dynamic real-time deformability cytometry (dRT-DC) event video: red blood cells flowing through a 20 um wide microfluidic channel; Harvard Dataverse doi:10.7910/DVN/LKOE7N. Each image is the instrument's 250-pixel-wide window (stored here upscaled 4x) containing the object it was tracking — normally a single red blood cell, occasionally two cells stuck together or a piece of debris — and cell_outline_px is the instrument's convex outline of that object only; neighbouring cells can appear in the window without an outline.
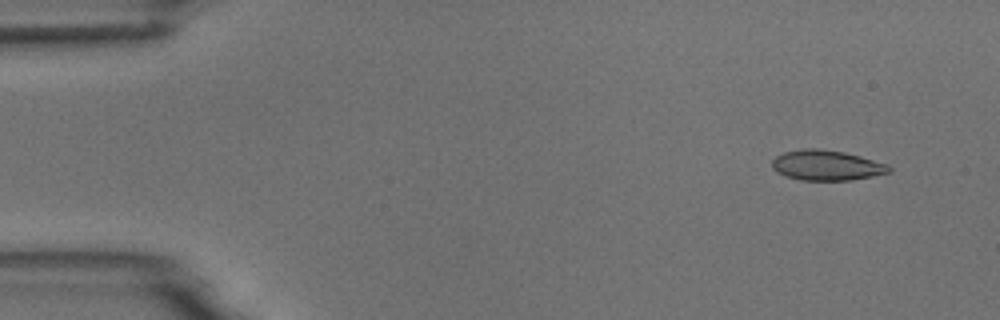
{"species": "common noctule bat (a hibernating species)", "species_latin": "Nyctalus noctula", "temperature_condition": "room temperature", "stored_images_in_passage": 5, "camera_frame_rate_fps": 3000, "um_per_image_px": 0.085, "animal": {"sex": "male", "body_mass_g": 18.8}, "frame": {"image": 1, "passage_image": 2, "time_ms": 1.0, "image_size_px": [1000, 320], "cell_outline_px": [[892, 172], [852, 180], [800, 180], [776, 172], [772, 168], [772, 160], [776, 156], [784, 152], [804, 148], [816, 148], [844, 152], [860, 156], [888, 164], [892, 168]], "centroid_in_image_um": [70.27, 14.05], "position_along_channel_um": 14.7, "area_um2": 20.63}}
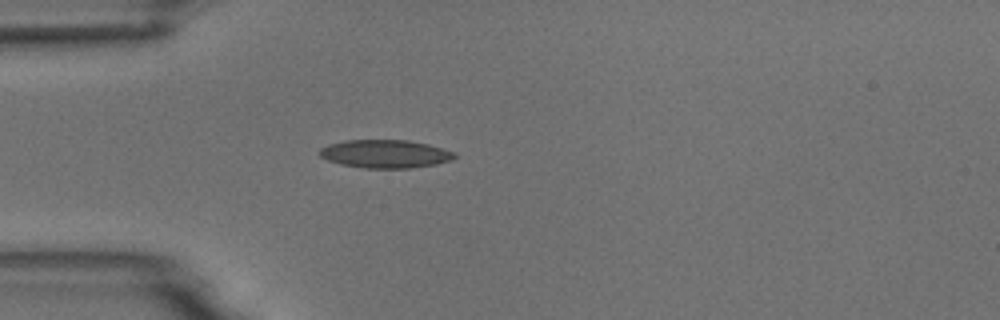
{"frame": {"image": 2, "passage_image": 5, "time_ms": 4.667, "image_size_px": [1000, 320], "cell_outline_px": [[456, 156], [452, 160], [436, 164], [412, 168], [364, 168], [340, 164], [328, 160], [320, 156], [320, 148], [328, 144], [344, 140], [408, 140], [428, 144], [456, 152]], "centroid_in_image_um": [32.76, 13.08], "position_along_channel_um": 52.2, "area_um2": 22.25}}